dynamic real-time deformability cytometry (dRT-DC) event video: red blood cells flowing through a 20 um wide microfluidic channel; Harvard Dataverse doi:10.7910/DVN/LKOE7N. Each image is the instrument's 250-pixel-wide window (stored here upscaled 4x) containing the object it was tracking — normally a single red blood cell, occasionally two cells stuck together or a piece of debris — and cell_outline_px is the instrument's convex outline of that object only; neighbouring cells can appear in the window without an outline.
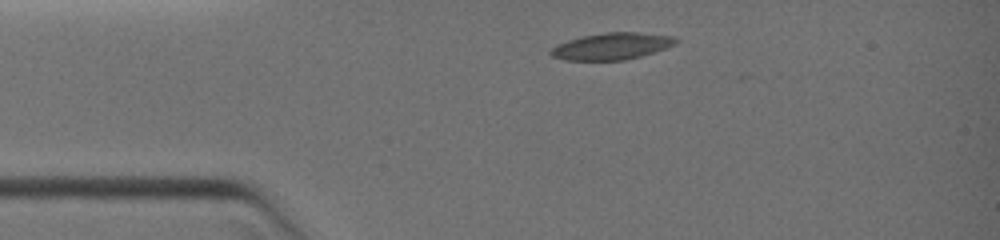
{"species": "common noctule bat (a hibernating species)", "species_latin": "Nyctalus noctula", "temperature_condition": "warm", "stored_images_in_passage": 4, "camera_frame_rate_fps": 3000, "um_per_image_px": 0.085, "animal": {"sex": "female", "body_mass_g": 19.0, "forearm_length_mm": 51.5}, "frame": {"image": 1, "passage_image": 1, "time_ms": 0.0, "image_size_px": [1000, 240], "cell_outline_px": [[680, 40], [676, 44], [656, 52], [624, 60], [564, 60], [552, 56], [548, 52], [556, 44], [580, 36], [604, 32], [636, 32], [676, 36]], "centroid_in_image_um": [52.02, 3.92], "position_along_channel_um": 33.0, "area_um2": 19.77}}
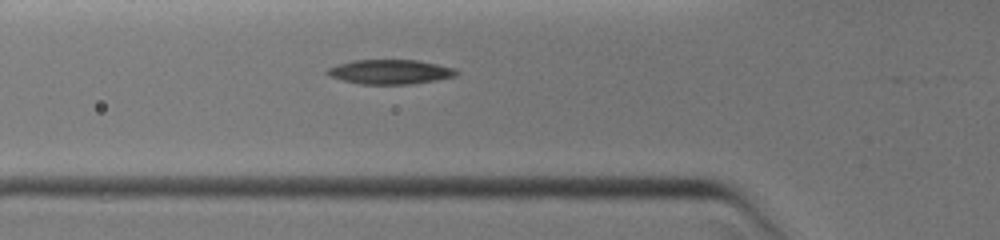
{"frame": {"image": 2, "passage_image": 4, "time_ms": 2.0, "image_size_px": [1000, 240], "cell_outline_px": [[460, 72], [456, 76], [436, 80], [412, 84], [360, 84], [340, 80], [328, 76], [324, 72], [328, 68], [336, 64], [352, 60], [416, 60], [456, 68]], "centroid_in_image_um": [33.13, 6.11], "position_along_channel_um": 92.7, "area_um2": 18.67}}